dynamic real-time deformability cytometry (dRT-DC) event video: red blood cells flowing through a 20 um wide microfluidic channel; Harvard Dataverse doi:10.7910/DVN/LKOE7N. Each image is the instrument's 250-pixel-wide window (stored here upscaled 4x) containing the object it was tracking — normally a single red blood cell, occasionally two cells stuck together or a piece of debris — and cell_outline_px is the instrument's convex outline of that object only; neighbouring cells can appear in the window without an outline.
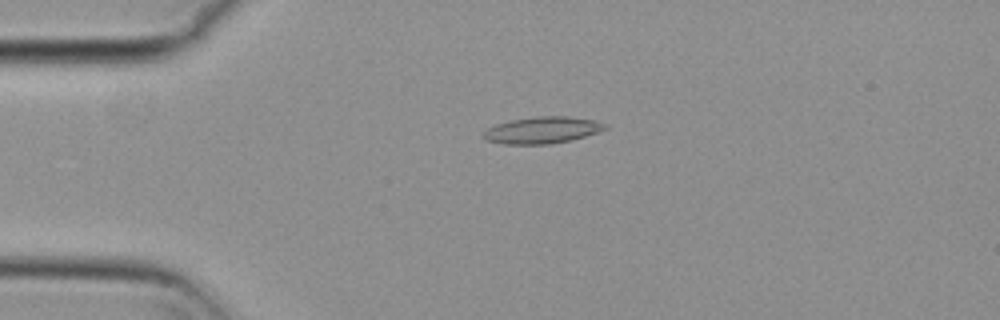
{"species": "common noctule bat (a hibernating species)", "species_latin": "Nyctalus noctula", "temperature_condition": "cold", "stored_images_in_passage": 53, "camera_frame_rate_fps": 3000, "um_per_image_px": 0.085, "animal": {"sex": "female", "body_mass_g": 29.2, "forearm_length_mm": 56.3}, "frame": {"image": 1, "passage_image": 13, "time_ms": 4.0, "image_size_px": [1000, 320], "cell_outline_px": [[608, 128], [572, 140], [552, 144], [504, 144], [484, 140], [484, 132], [488, 128], [496, 124], [508, 120], [536, 116], [568, 116], [592, 120], [608, 124]], "centroid_in_image_um": [46.08, 11.06], "position_along_channel_um": 38.9, "area_um2": 18.96}}
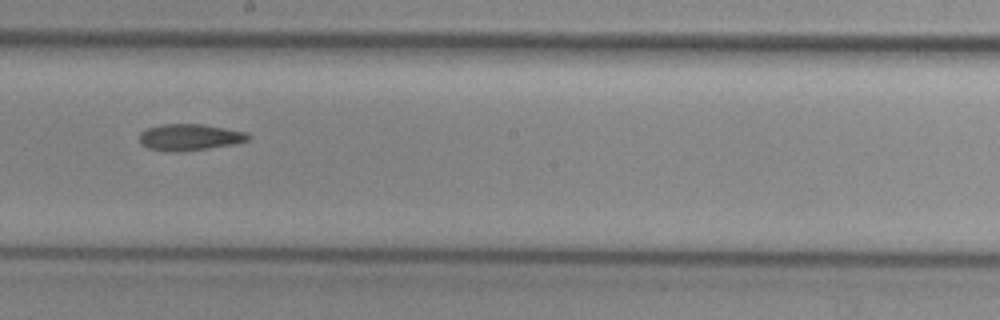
{"frame": {"image": 2, "passage_image": 31, "time_ms": 10.0, "image_size_px": [1000, 320], "cell_outline_px": [[252, 136], [248, 140], [232, 144], [208, 148], [180, 152], [176, 152], [148, 148], [140, 144], [140, 132], [148, 128], [160, 124], [204, 124], [248, 132]], "centroid_in_image_um": [16.13, 11.65], "position_along_channel_um": 232.1, "area_um2": 16.82}}
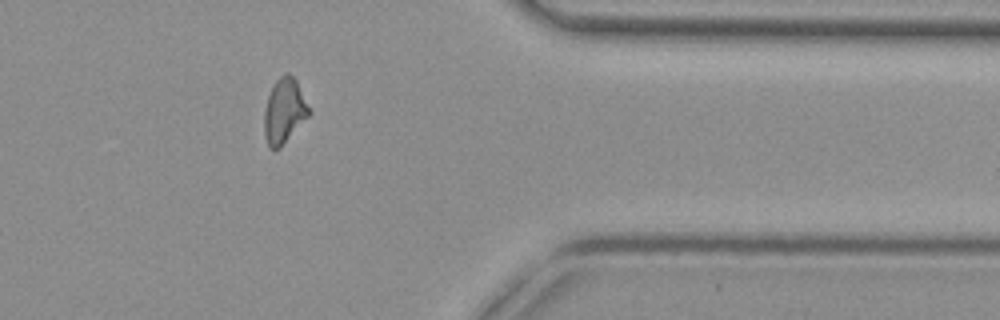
{"frame": {"image": 3, "passage_image": 45, "time_ms": 14.667, "image_size_px": [1000, 320], "cell_outline_px": [[312, 112], [280, 148], [268, 148], [264, 136], [264, 112], [268, 96], [272, 84], [280, 76], [288, 72], [296, 80]], "centroid_in_image_um": [24.15, 9.43], "position_along_channel_um": 387.2, "area_um2": 16.99}}